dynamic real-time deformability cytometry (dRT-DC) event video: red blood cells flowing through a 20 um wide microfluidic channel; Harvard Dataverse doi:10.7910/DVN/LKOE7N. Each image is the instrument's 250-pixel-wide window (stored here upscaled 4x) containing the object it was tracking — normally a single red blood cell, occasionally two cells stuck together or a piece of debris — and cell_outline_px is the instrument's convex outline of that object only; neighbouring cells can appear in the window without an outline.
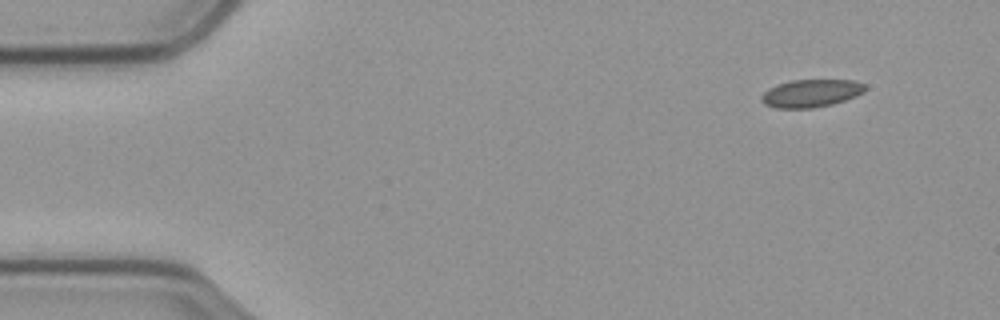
{"species": "common noctule bat (a hibernating species)", "species_latin": "Nyctalus noctula", "temperature_condition": "cold", "stored_images_in_passage": 54, "camera_frame_rate_fps": 3000, "um_per_image_px": 0.085, "animal": {"sex": "male", "body_mass_g": 23.1, "forearm_length_mm": 52.7}, "frame": {"image": 1, "passage_image": 1, "time_ms": 0.0, "image_size_px": [1000, 320], "cell_outline_px": [[864, 92], [856, 96], [832, 104], [812, 108], [776, 108], [764, 104], [760, 100], [760, 96], [768, 88], [792, 80], [852, 80], [864, 84]], "centroid_in_image_um": [68.9, 7.93], "position_along_channel_um": 16.1, "area_um2": 16.65}}
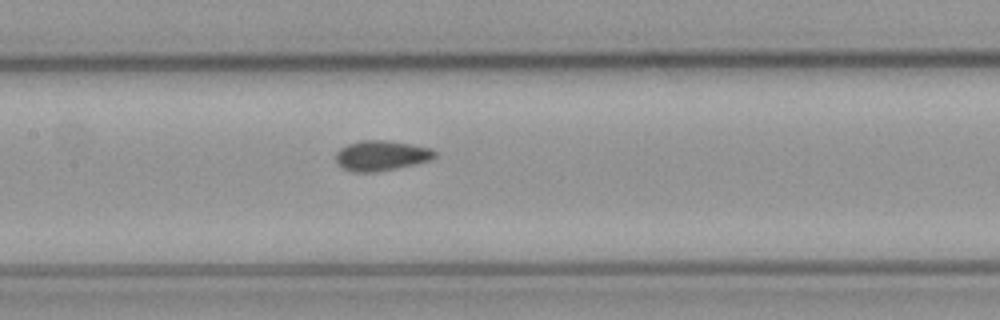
{"frame": {"image": 2, "passage_image": 23, "time_ms": 7.333, "image_size_px": [1000, 320], "cell_outline_px": [[436, 156], [432, 160], [376, 172], [352, 172], [340, 168], [336, 164], [336, 152], [340, 148], [348, 144], [360, 140], [384, 140], [412, 144], [432, 148], [436, 152]], "centroid_in_image_um": [32.38, 13.23], "position_along_channel_um": 175.0, "area_um2": 17.57}}
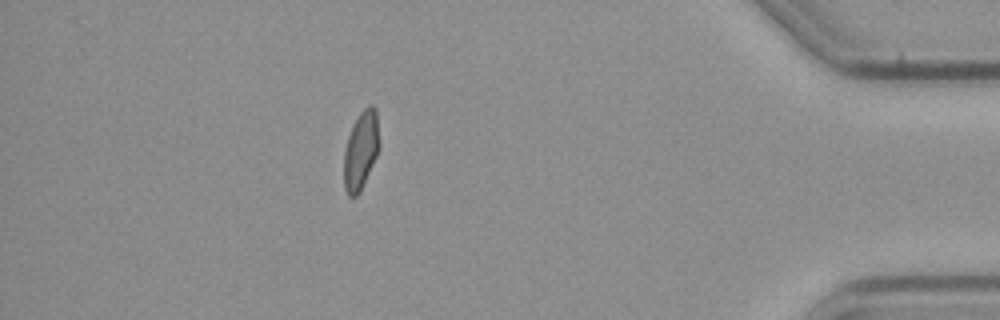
{"frame": {"image": 3, "passage_image": 47, "time_ms": 15.333, "image_size_px": [1000, 320], "cell_outline_px": [[380, 148], [360, 192], [356, 196], [348, 196], [344, 188], [344, 152], [348, 136], [352, 124], [360, 112], [368, 104], [372, 104], [376, 108], [380, 144]], "centroid_in_image_um": [30.68, 12.74], "position_along_channel_um": 404.5, "area_um2": 16.36}, "authors_computed_cell_mechanics": {"area_um2": 16.762, "velocity_mm_per_s": 3.5172, "shape_relaxation_time_tau1_ms": null, "shape_relaxation_time_tau2_ms": 1.2933, "deformation_change_tau1": null, "deformation_change_tau2": 0.0403}}